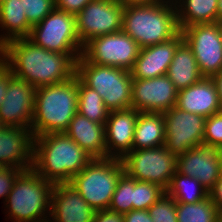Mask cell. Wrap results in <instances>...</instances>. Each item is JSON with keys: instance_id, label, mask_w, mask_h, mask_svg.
Returning <instances> with one entry per match:
<instances>
[{"instance_id": "ba28073f", "label": "cell", "mask_w": 222, "mask_h": 222, "mask_svg": "<svg viewBox=\"0 0 222 222\" xmlns=\"http://www.w3.org/2000/svg\"><path fill=\"white\" fill-rule=\"evenodd\" d=\"M124 172L138 181L158 184L165 190L176 173L177 156L165 146L131 150L122 158Z\"/></svg>"}, {"instance_id": "3957f363", "label": "cell", "mask_w": 222, "mask_h": 222, "mask_svg": "<svg viewBox=\"0 0 222 222\" xmlns=\"http://www.w3.org/2000/svg\"><path fill=\"white\" fill-rule=\"evenodd\" d=\"M78 111V77L36 89L31 132L34 137L64 133Z\"/></svg>"}, {"instance_id": "5bb4252c", "label": "cell", "mask_w": 222, "mask_h": 222, "mask_svg": "<svg viewBox=\"0 0 222 222\" xmlns=\"http://www.w3.org/2000/svg\"><path fill=\"white\" fill-rule=\"evenodd\" d=\"M176 171L197 179L209 192L222 176V150L212 144L199 143L177 156Z\"/></svg>"}, {"instance_id": "f35d334b", "label": "cell", "mask_w": 222, "mask_h": 222, "mask_svg": "<svg viewBox=\"0 0 222 222\" xmlns=\"http://www.w3.org/2000/svg\"><path fill=\"white\" fill-rule=\"evenodd\" d=\"M208 196L216 206L218 211H222V176L216 181L213 188L208 192Z\"/></svg>"}, {"instance_id": "f6af8a7d", "label": "cell", "mask_w": 222, "mask_h": 222, "mask_svg": "<svg viewBox=\"0 0 222 222\" xmlns=\"http://www.w3.org/2000/svg\"><path fill=\"white\" fill-rule=\"evenodd\" d=\"M218 222H222V211L218 214Z\"/></svg>"}, {"instance_id": "74e56055", "label": "cell", "mask_w": 222, "mask_h": 222, "mask_svg": "<svg viewBox=\"0 0 222 222\" xmlns=\"http://www.w3.org/2000/svg\"><path fill=\"white\" fill-rule=\"evenodd\" d=\"M124 222H153L148 210H131L123 215Z\"/></svg>"}, {"instance_id": "52a82bcc", "label": "cell", "mask_w": 222, "mask_h": 222, "mask_svg": "<svg viewBox=\"0 0 222 222\" xmlns=\"http://www.w3.org/2000/svg\"><path fill=\"white\" fill-rule=\"evenodd\" d=\"M54 185L34 169L22 171L15 179L8 197L5 198L8 199L11 217H14L16 222H43V219H39L46 207H51Z\"/></svg>"}, {"instance_id": "b9f144b4", "label": "cell", "mask_w": 222, "mask_h": 222, "mask_svg": "<svg viewBox=\"0 0 222 222\" xmlns=\"http://www.w3.org/2000/svg\"><path fill=\"white\" fill-rule=\"evenodd\" d=\"M212 78L217 86L219 100H220V104L222 106V71L220 73L214 75Z\"/></svg>"}, {"instance_id": "f546056e", "label": "cell", "mask_w": 222, "mask_h": 222, "mask_svg": "<svg viewBox=\"0 0 222 222\" xmlns=\"http://www.w3.org/2000/svg\"><path fill=\"white\" fill-rule=\"evenodd\" d=\"M134 179L125 172L119 178L108 210L124 215L133 210Z\"/></svg>"}, {"instance_id": "d4e9b609", "label": "cell", "mask_w": 222, "mask_h": 222, "mask_svg": "<svg viewBox=\"0 0 222 222\" xmlns=\"http://www.w3.org/2000/svg\"><path fill=\"white\" fill-rule=\"evenodd\" d=\"M184 3L182 11L175 6L180 31L194 24L218 22V0H185Z\"/></svg>"}, {"instance_id": "9c48e42d", "label": "cell", "mask_w": 222, "mask_h": 222, "mask_svg": "<svg viewBox=\"0 0 222 222\" xmlns=\"http://www.w3.org/2000/svg\"><path fill=\"white\" fill-rule=\"evenodd\" d=\"M27 38L35 45L56 53H77L79 49L82 53L83 49L76 30V16L56 8L32 26Z\"/></svg>"}, {"instance_id": "44dd1931", "label": "cell", "mask_w": 222, "mask_h": 222, "mask_svg": "<svg viewBox=\"0 0 222 222\" xmlns=\"http://www.w3.org/2000/svg\"><path fill=\"white\" fill-rule=\"evenodd\" d=\"M139 113V111L133 108L109 111L107 121L104 125L107 158L116 157L122 159L132 150L135 124ZM111 146L116 147L115 149L119 151V154H112Z\"/></svg>"}, {"instance_id": "7c38bea8", "label": "cell", "mask_w": 222, "mask_h": 222, "mask_svg": "<svg viewBox=\"0 0 222 222\" xmlns=\"http://www.w3.org/2000/svg\"><path fill=\"white\" fill-rule=\"evenodd\" d=\"M124 5L117 0H92L76 16V30L84 46L91 39L122 31Z\"/></svg>"}, {"instance_id": "1f68e13d", "label": "cell", "mask_w": 222, "mask_h": 222, "mask_svg": "<svg viewBox=\"0 0 222 222\" xmlns=\"http://www.w3.org/2000/svg\"><path fill=\"white\" fill-rule=\"evenodd\" d=\"M153 222H177L176 201L166 192L148 208Z\"/></svg>"}, {"instance_id": "d590c367", "label": "cell", "mask_w": 222, "mask_h": 222, "mask_svg": "<svg viewBox=\"0 0 222 222\" xmlns=\"http://www.w3.org/2000/svg\"><path fill=\"white\" fill-rule=\"evenodd\" d=\"M92 0H55L56 9L77 15Z\"/></svg>"}, {"instance_id": "ab89813d", "label": "cell", "mask_w": 222, "mask_h": 222, "mask_svg": "<svg viewBox=\"0 0 222 222\" xmlns=\"http://www.w3.org/2000/svg\"><path fill=\"white\" fill-rule=\"evenodd\" d=\"M94 222H124L123 215L110 210L97 211Z\"/></svg>"}, {"instance_id": "83f0119b", "label": "cell", "mask_w": 222, "mask_h": 222, "mask_svg": "<svg viewBox=\"0 0 222 222\" xmlns=\"http://www.w3.org/2000/svg\"><path fill=\"white\" fill-rule=\"evenodd\" d=\"M177 222H218L219 211L208 196L195 203L176 202Z\"/></svg>"}, {"instance_id": "30bf717a", "label": "cell", "mask_w": 222, "mask_h": 222, "mask_svg": "<svg viewBox=\"0 0 222 222\" xmlns=\"http://www.w3.org/2000/svg\"><path fill=\"white\" fill-rule=\"evenodd\" d=\"M140 49L138 43L129 35L119 31L88 41L83 46L81 57L86 62L130 71L138 58Z\"/></svg>"}, {"instance_id": "5b68a950", "label": "cell", "mask_w": 222, "mask_h": 222, "mask_svg": "<svg viewBox=\"0 0 222 222\" xmlns=\"http://www.w3.org/2000/svg\"><path fill=\"white\" fill-rule=\"evenodd\" d=\"M76 76L97 91L109 111L132 108V76L129 70L86 62L76 63Z\"/></svg>"}, {"instance_id": "4dcf8cb0", "label": "cell", "mask_w": 222, "mask_h": 222, "mask_svg": "<svg viewBox=\"0 0 222 222\" xmlns=\"http://www.w3.org/2000/svg\"><path fill=\"white\" fill-rule=\"evenodd\" d=\"M165 193L158 184L134 179L133 210H148Z\"/></svg>"}, {"instance_id": "9a60e30c", "label": "cell", "mask_w": 222, "mask_h": 222, "mask_svg": "<svg viewBox=\"0 0 222 222\" xmlns=\"http://www.w3.org/2000/svg\"><path fill=\"white\" fill-rule=\"evenodd\" d=\"M177 96L167 75L132 80V108L139 112L164 113L176 106Z\"/></svg>"}, {"instance_id": "bcb514c9", "label": "cell", "mask_w": 222, "mask_h": 222, "mask_svg": "<svg viewBox=\"0 0 222 222\" xmlns=\"http://www.w3.org/2000/svg\"><path fill=\"white\" fill-rule=\"evenodd\" d=\"M4 125L1 123V121H0V133H1V131L4 129Z\"/></svg>"}, {"instance_id": "ee69618b", "label": "cell", "mask_w": 222, "mask_h": 222, "mask_svg": "<svg viewBox=\"0 0 222 222\" xmlns=\"http://www.w3.org/2000/svg\"><path fill=\"white\" fill-rule=\"evenodd\" d=\"M0 55L4 57V43L0 40ZM0 57V65L4 63V58Z\"/></svg>"}, {"instance_id": "cb8c5ba5", "label": "cell", "mask_w": 222, "mask_h": 222, "mask_svg": "<svg viewBox=\"0 0 222 222\" xmlns=\"http://www.w3.org/2000/svg\"><path fill=\"white\" fill-rule=\"evenodd\" d=\"M164 144L165 121L163 113L140 112L135 124L132 150L161 147Z\"/></svg>"}, {"instance_id": "836d02e7", "label": "cell", "mask_w": 222, "mask_h": 222, "mask_svg": "<svg viewBox=\"0 0 222 222\" xmlns=\"http://www.w3.org/2000/svg\"><path fill=\"white\" fill-rule=\"evenodd\" d=\"M203 142L222 150V111L206 118Z\"/></svg>"}, {"instance_id": "e0dca14e", "label": "cell", "mask_w": 222, "mask_h": 222, "mask_svg": "<svg viewBox=\"0 0 222 222\" xmlns=\"http://www.w3.org/2000/svg\"><path fill=\"white\" fill-rule=\"evenodd\" d=\"M33 139L31 129L5 126L0 133V166L33 169Z\"/></svg>"}, {"instance_id": "2e32d148", "label": "cell", "mask_w": 222, "mask_h": 222, "mask_svg": "<svg viewBox=\"0 0 222 222\" xmlns=\"http://www.w3.org/2000/svg\"><path fill=\"white\" fill-rule=\"evenodd\" d=\"M36 88L12 75L7 93L0 106V121L4 126L31 128Z\"/></svg>"}, {"instance_id": "d6a6232c", "label": "cell", "mask_w": 222, "mask_h": 222, "mask_svg": "<svg viewBox=\"0 0 222 222\" xmlns=\"http://www.w3.org/2000/svg\"><path fill=\"white\" fill-rule=\"evenodd\" d=\"M21 6L28 23L34 26L56 8V3L55 0H21Z\"/></svg>"}, {"instance_id": "7a4b0ae2", "label": "cell", "mask_w": 222, "mask_h": 222, "mask_svg": "<svg viewBox=\"0 0 222 222\" xmlns=\"http://www.w3.org/2000/svg\"><path fill=\"white\" fill-rule=\"evenodd\" d=\"M92 160L93 157L65 133L34 137L33 169L53 184L69 183Z\"/></svg>"}, {"instance_id": "e575fe53", "label": "cell", "mask_w": 222, "mask_h": 222, "mask_svg": "<svg viewBox=\"0 0 222 222\" xmlns=\"http://www.w3.org/2000/svg\"><path fill=\"white\" fill-rule=\"evenodd\" d=\"M23 170L11 167L0 166V197H8L10 191L12 190L13 184L17 176Z\"/></svg>"}, {"instance_id": "603a6c76", "label": "cell", "mask_w": 222, "mask_h": 222, "mask_svg": "<svg viewBox=\"0 0 222 222\" xmlns=\"http://www.w3.org/2000/svg\"><path fill=\"white\" fill-rule=\"evenodd\" d=\"M166 75L178 91L195 84L204 77L191 48L184 40L177 46Z\"/></svg>"}, {"instance_id": "ffe728a7", "label": "cell", "mask_w": 222, "mask_h": 222, "mask_svg": "<svg viewBox=\"0 0 222 222\" xmlns=\"http://www.w3.org/2000/svg\"><path fill=\"white\" fill-rule=\"evenodd\" d=\"M176 107L205 118L222 111L213 78L203 77L195 84L178 91Z\"/></svg>"}, {"instance_id": "7402d4cb", "label": "cell", "mask_w": 222, "mask_h": 222, "mask_svg": "<svg viewBox=\"0 0 222 222\" xmlns=\"http://www.w3.org/2000/svg\"><path fill=\"white\" fill-rule=\"evenodd\" d=\"M104 125L91 121L77 112L64 133L93 158H107Z\"/></svg>"}, {"instance_id": "277c9868", "label": "cell", "mask_w": 222, "mask_h": 222, "mask_svg": "<svg viewBox=\"0 0 222 222\" xmlns=\"http://www.w3.org/2000/svg\"><path fill=\"white\" fill-rule=\"evenodd\" d=\"M165 3L124 6L122 31L140 48L166 42L180 32L177 12Z\"/></svg>"}, {"instance_id": "7bdbcfd3", "label": "cell", "mask_w": 222, "mask_h": 222, "mask_svg": "<svg viewBox=\"0 0 222 222\" xmlns=\"http://www.w3.org/2000/svg\"><path fill=\"white\" fill-rule=\"evenodd\" d=\"M218 22H222V0H218Z\"/></svg>"}, {"instance_id": "ac0fdd59", "label": "cell", "mask_w": 222, "mask_h": 222, "mask_svg": "<svg viewBox=\"0 0 222 222\" xmlns=\"http://www.w3.org/2000/svg\"><path fill=\"white\" fill-rule=\"evenodd\" d=\"M51 215L56 222H94L96 210L69 183H56L51 194Z\"/></svg>"}, {"instance_id": "4fadbf2b", "label": "cell", "mask_w": 222, "mask_h": 222, "mask_svg": "<svg viewBox=\"0 0 222 222\" xmlns=\"http://www.w3.org/2000/svg\"><path fill=\"white\" fill-rule=\"evenodd\" d=\"M165 121V148L172 154H184L203 142L206 118L173 106L163 113Z\"/></svg>"}, {"instance_id": "8992f818", "label": "cell", "mask_w": 222, "mask_h": 222, "mask_svg": "<svg viewBox=\"0 0 222 222\" xmlns=\"http://www.w3.org/2000/svg\"><path fill=\"white\" fill-rule=\"evenodd\" d=\"M124 173L122 159L93 158L69 182L80 196L96 211L107 210L117 182Z\"/></svg>"}, {"instance_id": "8d00e7d4", "label": "cell", "mask_w": 222, "mask_h": 222, "mask_svg": "<svg viewBox=\"0 0 222 222\" xmlns=\"http://www.w3.org/2000/svg\"><path fill=\"white\" fill-rule=\"evenodd\" d=\"M12 75L10 68L5 63H2L0 65V106L4 99V95L7 93L9 78Z\"/></svg>"}, {"instance_id": "6da1fadb", "label": "cell", "mask_w": 222, "mask_h": 222, "mask_svg": "<svg viewBox=\"0 0 222 222\" xmlns=\"http://www.w3.org/2000/svg\"><path fill=\"white\" fill-rule=\"evenodd\" d=\"M74 54L48 51L25 37L4 43L3 58L15 77L37 89L74 77L76 63L82 53Z\"/></svg>"}, {"instance_id": "484cf974", "label": "cell", "mask_w": 222, "mask_h": 222, "mask_svg": "<svg viewBox=\"0 0 222 222\" xmlns=\"http://www.w3.org/2000/svg\"><path fill=\"white\" fill-rule=\"evenodd\" d=\"M0 24L9 30L8 33H11V35L0 38L3 43L28 37L32 28L28 23L25 11H22L21 0H7L0 4Z\"/></svg>"}, {"instance_id": "8fae6325", "label": "cell", "mask_w": 222, "mask_h": 222, "mask_svg": "<svg viewBox=\"0 0 222 222\" xmlns=\"http://www.w3.org/2000/svg\"><path fill=\"white\" fill-rule=\"evenodd\" d=\"M183 40L191 48L204 77L222 71L221 23L194 24L181 30Z\"/></svg>"}, {"instance_id": "d6986e66", "label": "cell", "mask_w": 222, "mask_h": 222, "mask_svg": "<svg viewBox=\"0 0 222 222\" xmlns=\"http://www.w3.org/2000/svg\"><path fill=\"white\" fill-rule=\"evenodd\" d=\"M183 41L181 31L172 39L140 49L130 70L133 79H151L166 75L177 46Z\"/></svg>"}, {"instance_id": "60d3db41", "label": "cell", "mask_w": 222, "mask_h": 222, "mask_svg": "<svg viewBox=\"0 0 222 222\" xmlns=\"http://www.w3.org/2000/svg\"><path fill=\"white\" fill-rule=\"evenodd\" d=\"M163 0H121L120 2L124 6H132V5H150L162 2Z\"/></svg>"}, {"instance_id": "7dc6e473", "label": "cell", "mask_w": 222, "mask_h": 222, "mask_svg": "<svg viewBox=\"0 0 222 222\" xmlns=\"http://www.w3.org/2000/svg\"><path fill=\"white\" fill-rule=\"evenodd\" d=\"M5 1H7V0H0V4L3 3V2H5Z\"/></svg>"}, {"instance_id": "4316f807", "label": "cell", "mask_w": 222, "mask_h": 222, "mask_svg": "<svg viewBox=\"0 0 222 222\" xmlns=\"http://www.w3.org/2000/svg\"><path fill=\"white\" fill-rule=\"evenodd\" d=\"M91 121L105 124L109 110L105 107L100 94L94 89L86 86L78 78V111Z\"/></svg>"}, {"instance_id": "f1b7e54d", "label": "cell", "mask_w": 222, "mask_h": 222, "mask_svg": "<svg viewBox=\"0 0 222 222\" xmlns=\"http://www.w3.org/2000/svg\"><path fill=\"white\" fill-rule=\"evenodd\" d=\"M192 183L194 187H198L197 191L188 192L189 184ZM188 185V186H187ZM191 186V185H190ZM193 188V187H192ZM166 192L176 201L181 203H195L200 202L208 197V191H206L201 183L192 177L176 173L173 175L169 188ZM196 192V193H195Z\"/></svg>"}]
</instances>
